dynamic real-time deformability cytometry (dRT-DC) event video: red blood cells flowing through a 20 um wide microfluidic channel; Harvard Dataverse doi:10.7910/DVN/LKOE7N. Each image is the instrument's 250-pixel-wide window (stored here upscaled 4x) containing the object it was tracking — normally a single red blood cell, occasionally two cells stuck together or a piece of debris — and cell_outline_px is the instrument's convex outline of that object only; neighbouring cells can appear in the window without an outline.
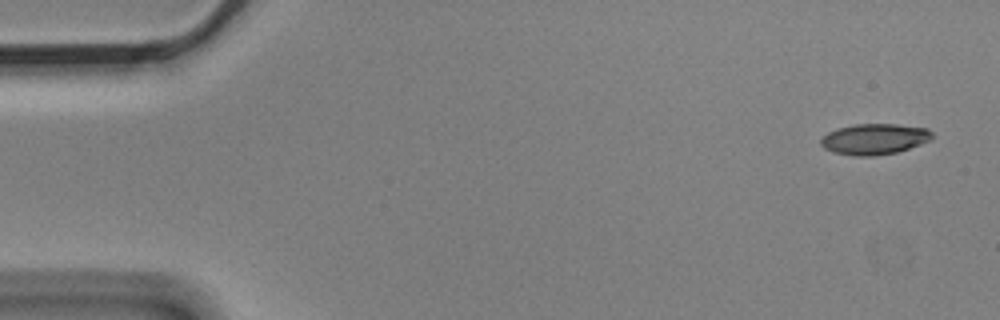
{"species": "Egyptian fruit bat (a non-hibernating species)", "species_latin": "Rousettus aegyptiacus", "temperature_condition": "cold", "stored_images_in_passage": 5, "camera_frame_rate_fps": 3000, "um_per_image_px": 0.085, "animal": {"sex": "male"}, "frame": {"image": 1, "passage_image": 1, "time_ms": 0.0, "image_size_px": [1000, 320], "cell_outline_px": [[932, 140], [896, 152], [872, 156], [856, 156], [832, 152], [824, 148], [820, 144], [820, 140], [828, 132], [836, 128], [852, 124], [896, 124], [928, 128], [932, 132]], "centroid_in_image_um": [74.31, 11.81], "position_along_channel_um": 10.7, "area_um2": 20.06}}
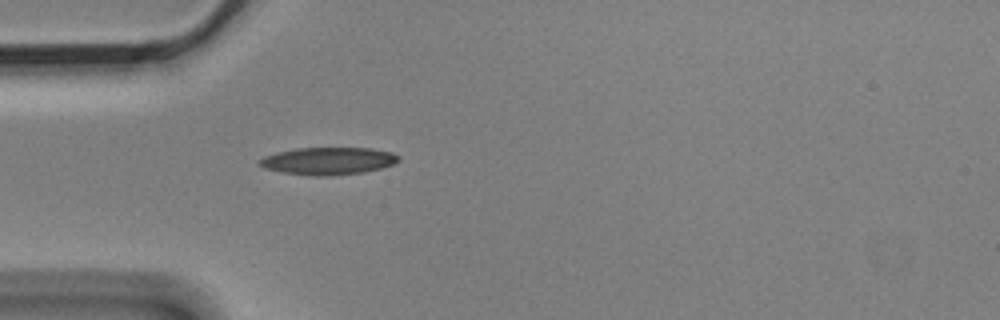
{"frame": {"image": 2, "passage_image": 5, "time_ms": 1.333, "image_size_px": [1000, 320], "cell_outline_px": [[400, 160], [392, 164], [380, 168], [364, 172], [332, 176], [308, 176], [284, 172], [264, 168], [256, 164], [256, 160], [264, 156], [276, 152], [296, 148], [372, 148], [392, 152], [400, 156]], "centroid_in_image_um": [27.86, 13.68], "position_along_channel_um": 57.1, "area_um2": 22.48}}